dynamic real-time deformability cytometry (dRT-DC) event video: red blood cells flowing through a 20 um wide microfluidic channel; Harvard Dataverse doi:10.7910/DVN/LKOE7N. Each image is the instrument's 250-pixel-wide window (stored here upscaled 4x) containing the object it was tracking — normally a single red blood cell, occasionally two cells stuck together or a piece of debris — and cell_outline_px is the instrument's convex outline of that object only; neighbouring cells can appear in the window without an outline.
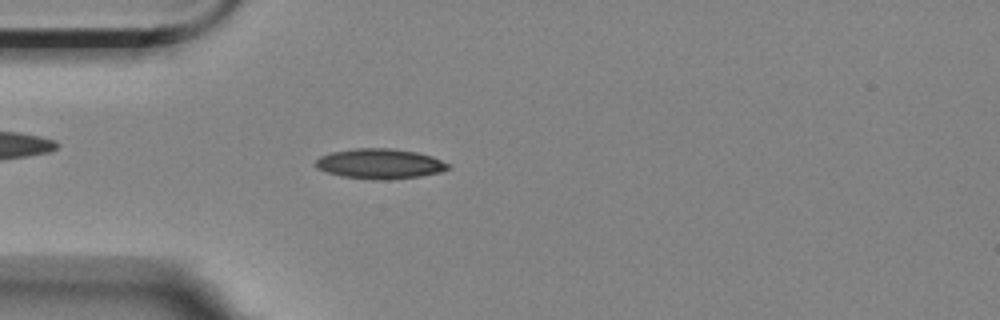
{"species": "Egyptian fruit bat (a non-hibernating species)", "species_latin": "Rousettus aegyptiacus", "temperature_condition": "room temperature", "stored_images_in_passage": 52, "camera_frame_rate_fps": 3000, "um_per_image_px": 0.085, "animal": {"sex": "female"}, "frame": {"image": 1, "passage_image": 11, "time_ms": 3.333, "image_size_px": [1000, 320], "cell_outline_px": [[448, 168], [440, 172], [420, 176], [388, 180], [372, 180], [344, 176], [328, 172], [316, 168], [316, 160], [320, 156], [332, 152], [356, 148], [392, 148], [416, 152], [432, 156], [448, 164]], "centroid_in_image_um": [32.28, 13.92], "position_along_channel_um": 52.7, "area_um2": 23.06}}
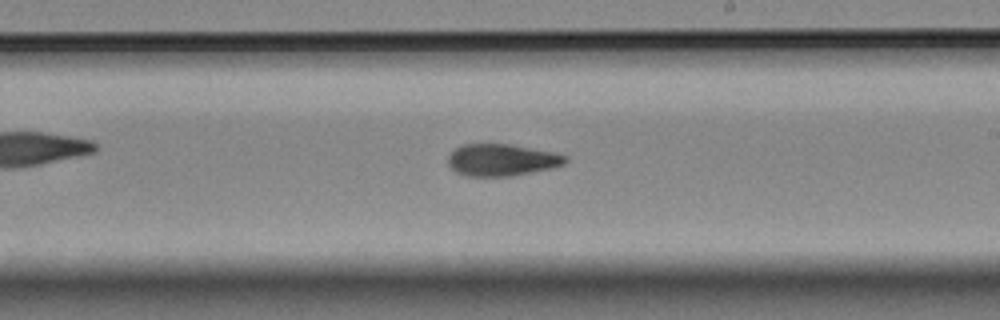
{"frame": {"image": 2, "passage_image": 28, "time_ms": 9.0, "image_size_px": [1000, 320], "cell_outline_px": [[568, 160], [564, 164], [548, 168], [512, 176], [464, 176], [456, 172], [448, 164], [448, 156], [456, 148], [464, 144], [508, 144], [552, 152], [568, 156]], "centroid_in_image_um": [42.62, 13.6], "position_along_channel_um": 246.4, "area_um2": 21.56}}
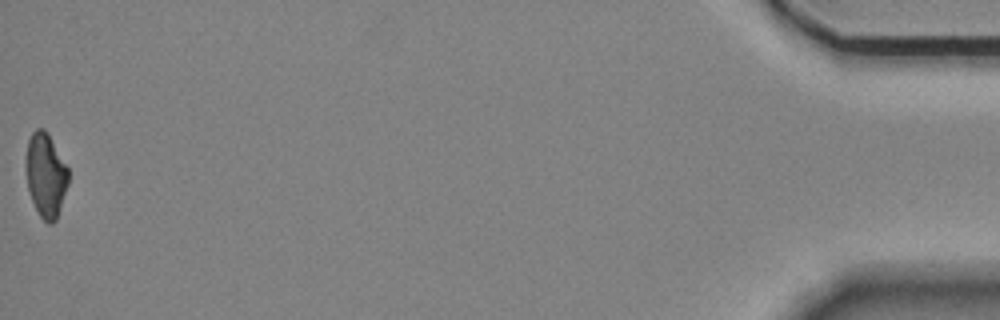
{"frame": {"image": 3, "passage_image": 52, "time_ms": 17.0, "image_size_px": [1000, 320], "cell_outline_px": [[68, 184], [56, 220], [52, 224], [48, 224], [40, 216], [32, 200], [28, 188], [28, 140], [32, 132], [36, 128], [44, 128], [48, 132], [68, 168]], "centroid_in_image_um": [3.93, 14.88], "position_along_channel_um": 431.3, "area_um2": 20.23}, "authors_computed_cell_mechanics": {"area_um2": 22.0218, "velocity_mm_per_s": 3.5196, "shape_relaxation_time_tau1_ms": 10.5839, "shape_relaxation_time_tau2_ms": 4.5214, "deformation_change_tau1": 0.211, "deformation_change_tau2": 0.1055}}